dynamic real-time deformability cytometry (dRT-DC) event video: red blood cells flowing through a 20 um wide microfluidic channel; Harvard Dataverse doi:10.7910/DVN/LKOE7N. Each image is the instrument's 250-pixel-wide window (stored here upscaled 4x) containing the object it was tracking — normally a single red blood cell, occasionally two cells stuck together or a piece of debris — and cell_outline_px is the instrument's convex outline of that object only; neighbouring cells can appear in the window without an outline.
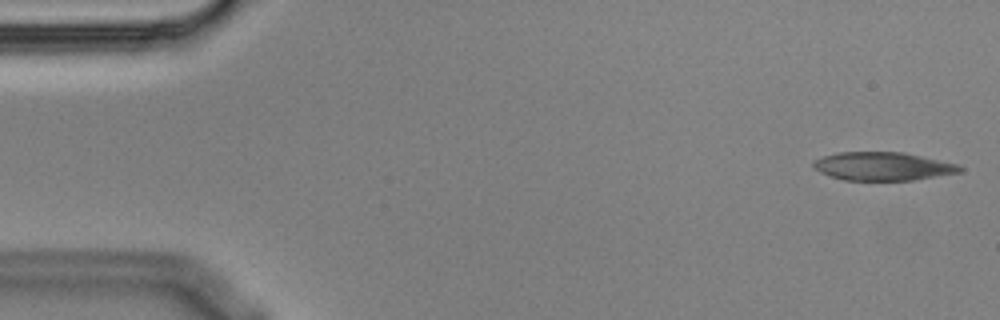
{"species": "Egyptian fruit bat (a non-hibernating species)", "species_latin": "Rousettus aegyptiacus", "temperature_condition": "cold", "stored_images_in_passage": 6, "camera_frame_rate_fps": 3000, "um_per_image_px": 0.085, "animal": {"sex": "male"}, "frame": {"image": 1, "passage_image": 1, "time_ms": 0.0, "image_size_px": [1000, 320], "cell_outline_px": [[964, 168], [960, 172], [912, 180], [844, 180], [820, 172], [812, 168], [812, 160], [836, 152], [904, 152], [956, 164]], "centroid_in_image_um": [74.98, 14.13], "position_along_channel_um": 10.0, "area_um2": 24.04}}
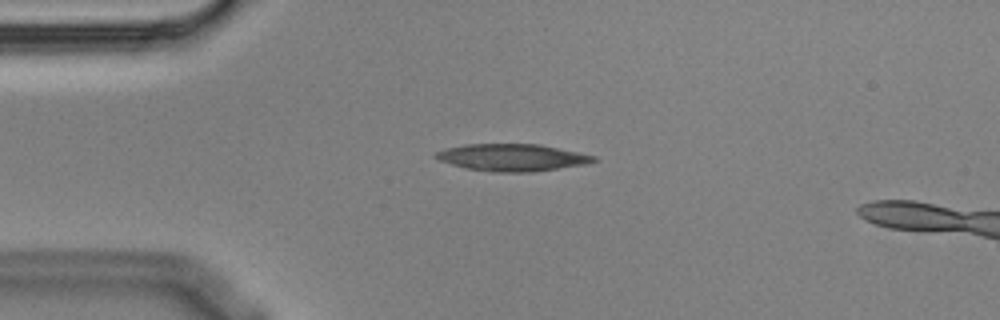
{"frame": {"image": 2, "passage_image": 4, "time_ms": 1.0, "image_size_px": [1000, 320], "cell_outline_px": [[600, 160], [588, 164], [532, 172], [488, 172], [464, 168], [440, 160], [432, 156], [436, 152], [448, 148], [464, 144], [540, 144], [596, 156]], "centroid_in_image_um": [43.56, 13.39], "position_along_channel_um": 41.4, "area_um2": 25.09}}